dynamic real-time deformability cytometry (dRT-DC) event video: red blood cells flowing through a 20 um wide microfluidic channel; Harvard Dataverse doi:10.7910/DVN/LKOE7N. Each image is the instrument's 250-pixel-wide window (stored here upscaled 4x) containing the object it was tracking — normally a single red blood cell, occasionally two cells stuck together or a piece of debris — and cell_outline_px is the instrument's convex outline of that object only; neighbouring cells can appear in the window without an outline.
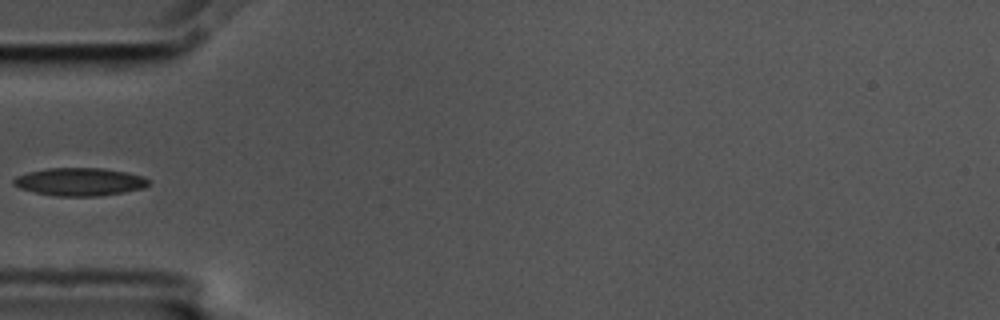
{"species": "common noctule bat (a hibernating species)", "species_latin": "Nyctalus noctula", "temperature_condition": "cold", "stored_images_in_passage": 6, "camera_frame_rate_fps": 3000, "um_per_image_px": 0.085, "animal": {"sex": "male", "body_mass_g": 17.5, "forearm_length_mm": 52.3}, "frame": {"image": 1, "passage_image": 6, "time_ms": 1.667, "image_size_px": [1000, 320], "cell_outline_px": [[148, 184], [144, 188], [124, 192], [100, 196], [56, 196], [36, 192], [20, 188], [12, 184], [12, 180], [16, 176], [28, 172], [48, 168], [104, 168], [144, 176], [148, 180]], "centroid_in_image_um": [6.76, 15.45], "position_along_channel_um": 78.2, "area_um2": 21.91}}